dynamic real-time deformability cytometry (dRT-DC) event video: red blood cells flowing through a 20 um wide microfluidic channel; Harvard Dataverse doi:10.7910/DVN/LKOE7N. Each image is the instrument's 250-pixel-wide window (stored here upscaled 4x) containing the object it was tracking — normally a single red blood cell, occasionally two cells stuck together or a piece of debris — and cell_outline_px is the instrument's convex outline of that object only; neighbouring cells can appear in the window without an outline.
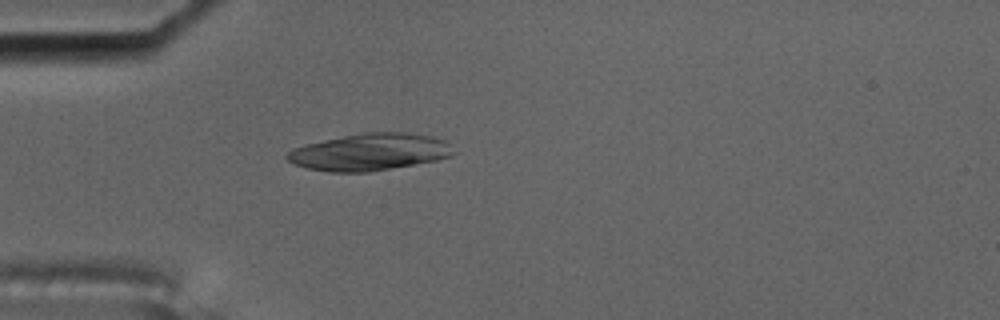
{"species": "common noctule bat (a hibernating species)", "species_latin": "Nyctalus noctula", "temperature_condition": "cold", "stored_images_in_passage": 4, "camera_frame_rate_fps": 3000, "um_per_image_px": 0.085, "animal": {"sex": "male", "body_mass_g": 17.5, "forearm_length_mm": 52.3}, "frame": {"image": 1, "passage_image": 4, "time_ms": 1.0, "image_size_px": [1000, 320], "cell_outline_px": [[456, 152], [452, 156], [436, 160], [368, 172], [328, 172], [308, 168], [296, 164], [288, 160], [284, 156], [292, 148], [304, 144], [364, 132], [404, 132], [432, 136], [444, 140]], "centroid_in_image_um": [31.42, 12.92], "position_along_channel_um": 53.6, "area_um2": 35.72}}